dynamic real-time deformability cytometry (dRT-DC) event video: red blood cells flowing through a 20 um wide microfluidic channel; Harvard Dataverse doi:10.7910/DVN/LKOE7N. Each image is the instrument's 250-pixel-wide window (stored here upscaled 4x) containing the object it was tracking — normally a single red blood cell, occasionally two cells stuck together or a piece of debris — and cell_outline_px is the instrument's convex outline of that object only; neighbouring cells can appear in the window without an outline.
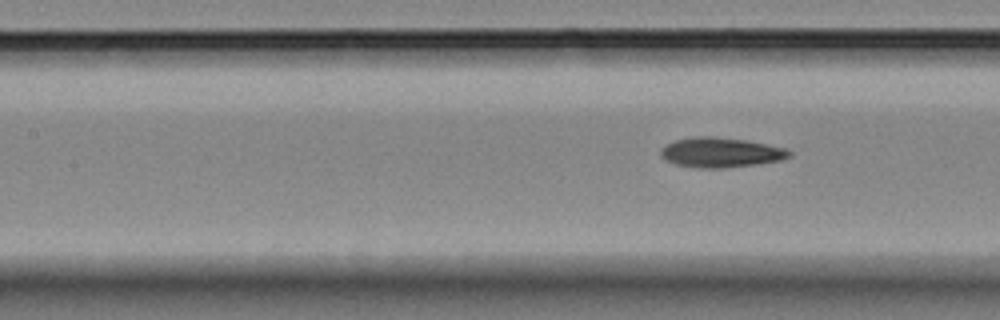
{"species": "Egyptian fruit bat (a non-hibernating species)", "species_latin": "Rousettus aegyptiacus", "temperature_condition": "room temperature", "stored_images_in_passage": 6, "segment_of_instrument_passage": [2, 2], "camera_frame_rate_fps": 3000, "um_per_image_px": 0.085, "animal": {"sex": "female"}, "frame": {"image": 1, "passage_image": 6, "time_ms": 7.667, "image_size_px": [1000, 320], "cell_outline_px": [[792, 156], [780, 160], [756, 164], [724, 168], [700, 168], [676, 164], [660, 156], [660, 148], [676, 140], [696, 136], [716, 136], [748, 140], [788, 148], [792, 152]], "centroid_in_image_um": [61.31, 12.95], "position_along_channel_um": 146.1, "area_um2": 22.48}}